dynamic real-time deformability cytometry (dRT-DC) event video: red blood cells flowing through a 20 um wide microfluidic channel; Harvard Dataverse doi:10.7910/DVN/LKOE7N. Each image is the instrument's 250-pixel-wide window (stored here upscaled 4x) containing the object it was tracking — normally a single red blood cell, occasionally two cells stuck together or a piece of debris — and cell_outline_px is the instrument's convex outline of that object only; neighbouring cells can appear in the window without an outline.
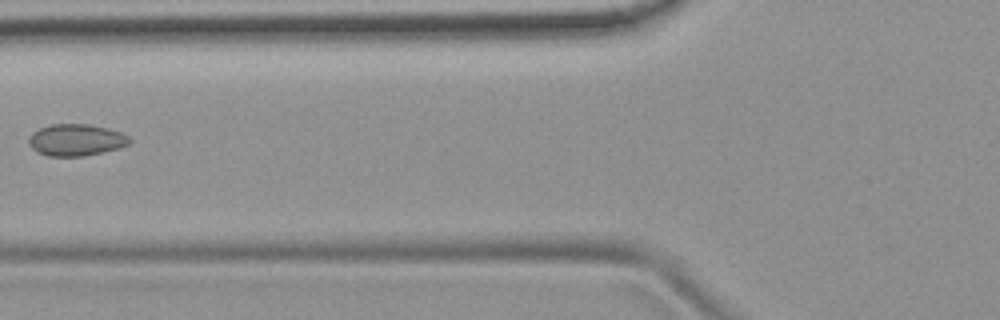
{"species": "common noctule bat (a hibernating species)", "species_latin": "Nyctalus noctula", "temperature_condition": "room temperature", "stored_images_in_passage": 6, "camera_frame_rate_fps": 3000, "um_per_image_px": 0.085, "animal": {"sex": "female", "body_mass_g": 19.9}, "frame": {"image": 1, "passage_image": 4, "time_ms": 4.667, "image_size_px": [1000, 320], "cell_outline_px": [[132, 140], [128, 144], [116, 148], [84, 156], [48, 156], [36, 152], [28, 144], [28, 136], [32, 132], [40, 128], [52, 124], [88, 124], [108, 128], [120, 132], [128, 136]], "centroid_in_image_um": [6.41, 11.89], "position_along_channel_um": 119.4, "area_um2": 18.61}}
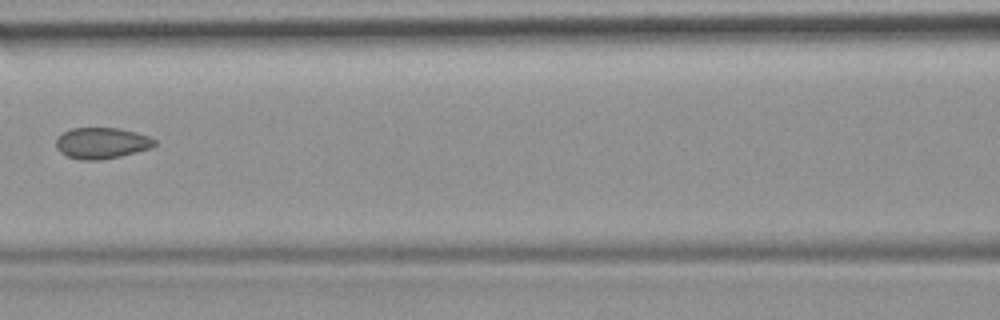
{"frame": {"image": 2, "passage_image": 5, "time_ms": 5.667, "image_size_px": [1000, 320], "cell_outline_px": [[156, 144], [148, 148], [136, 152], [120, 156], [100, 160], [80, 160], [68, 156], [60, 152], [56, 148], [56, 136], [72, 128], [120, 128], [136, 132], [148, 136], [156, 140]], "centroid_in_image_um": [8.61, 12.16], "position_along_channel_um": 158.0, "area_um2": 17.86}}
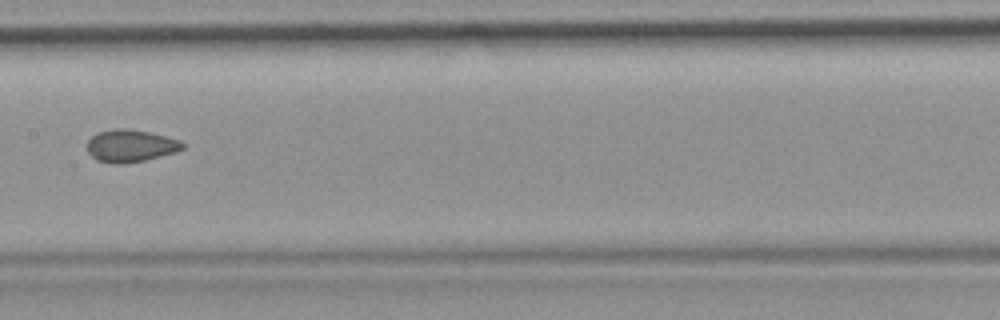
{"frame": {"image": 3, "passage_image": 6, "time_ms": 6.667, "image_size_px": [1000, 320], "cell_outline_px": [[184, 148], [176, 152], [144, 160], [124, 164], [112, 164], [96, 160], [84, 148], [88, 140], [96, 132], [116, 128], [128, 128], [148, 132], [180, 140], [184, 144]], "centroid_in_image_um": [11.04, 12.39], "position_along_channel_um": 196.4, "area_um2": 18.21}}